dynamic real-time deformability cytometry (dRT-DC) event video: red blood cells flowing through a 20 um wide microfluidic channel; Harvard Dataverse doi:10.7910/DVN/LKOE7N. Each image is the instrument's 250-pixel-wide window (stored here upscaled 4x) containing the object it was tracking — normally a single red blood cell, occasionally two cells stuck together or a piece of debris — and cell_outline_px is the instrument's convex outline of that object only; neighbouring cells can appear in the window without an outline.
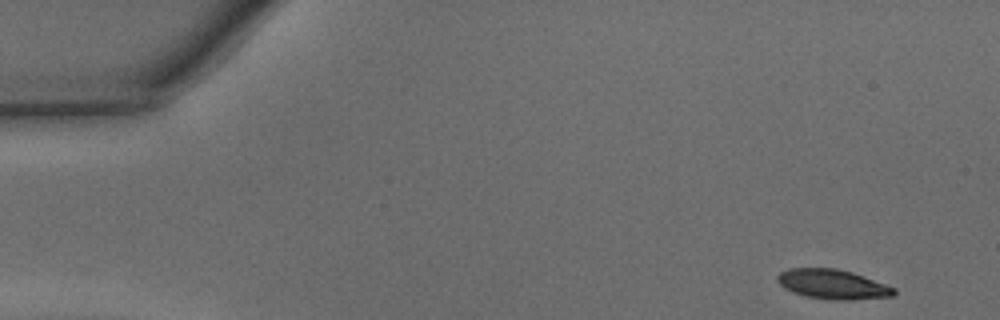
{"species": "common noctule bat (a hibernating species)", "species_latin": "Nyctalus noctula", "temperature_condition": "warm", "stored_images_in_passage": 36, "camera_frame_rate_fps": 3000, "um_per_image_px": 0.085, "animal": {"sex": "male", "body_mass_g": 15.6}, "frame": {"image": 1, "passage_image": 1, "time_ms": 0.0, "image_size_px": [1000, 320], "cell_outline_px": [[896, 292], [892, 296], [848, 300], [832, 300], [804, 296], [792, 292], [784, 288], [776, 280], [776, 276], [780, 272], [788, 268], [836, 268], [852, 272], [864, 276], [896, 288]], "centroid_in_image_um": [70.75, 24.16], "position_along_channel_um": 14.3, "area_um2": 20.23}}
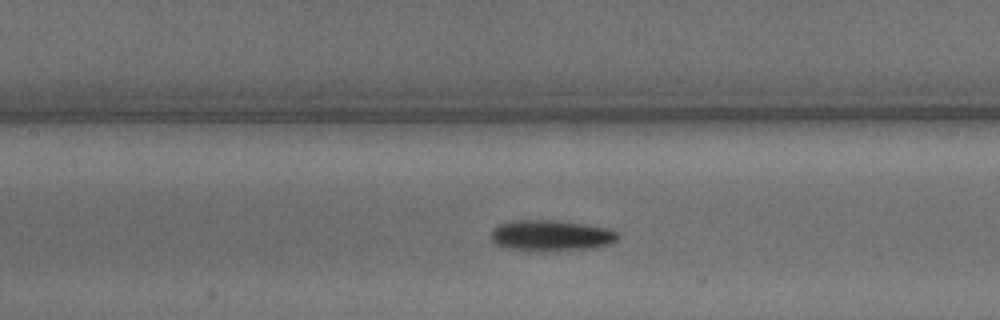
{"frame": {"image": 2, "passage_image": 19, "time_ms": 6.0, "image_size_px": [1000, 320], "cell_outline_px": [[620, 236], [616, 240], [608, 244], [592, 248], [508, 248], [496, 244], [492, 240], [492, 228], [500, 224], [512, 220], [556, 220], [584, 224], [604, 228], [620, 232]], "centroid_in_image_um": [46.85, 19.96], "position_along_channel_um": 160.5, "area_um2": 21.73}}
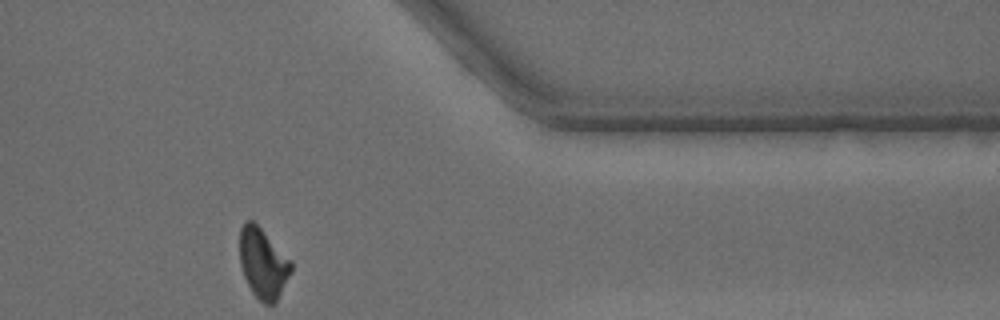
{"frame": {"image": 3, "passage_image": 36, "time_ms": 11.667, "image_size_px": [1000, 320], "cell_outline_px": [[292, 272], [276, 304], [264, 304], [252, 292], [244, 276], [240, 264], [240, 228], [244, 220], [252, 220], [292, 260]], "centroid_in_image_um": [22.38, 22.4], "position_along_channel_um": 389.0, "area_um2": 21.15}, "authors_computed_cell_mechanics": {"area_um2": 21.7039, "velocity_mm_per_s": 4.3512, "shape_relaxation_time_tau1_ms": 2.3146, "shape_relaxation_time_tau2_ms": 4.1542, "deformation_change_tau1": 0.1415, "deformation_change_tau2": 0.1332}}